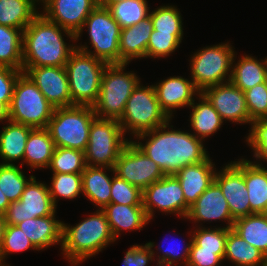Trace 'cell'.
Here are the masks:
<instances>
[{"mask_svg":"<svg viewBox=\"0 0 267 266\" xmlns=\"http://www.w3.org/2000/svg\"><path fill=\"white\" fill-rule=\"evenodd\" d=\"M23 31L0 25V66L22 71Z\"/></svg>","mask_w":267,"mask_h":266,"instance_id":"836d02e7","label":"cell"},{"mask_svg":"<svg viewBox=\"0 0 267 266\" xmlns=\"http://www.w3.org/2000/svg\"><path fill=\"white\" fill-rule=\"evenodd\" d=\"M263 215L266 217V219H267V210H265L264 212H263Z\"/></svg>","mask_w":267,"mask_h":266,"instance_id":"11a10c76","label":"cell"},{"mask_svg":"<svg viewBox=\"0 0 267 266\" xmlns=\"http://www.w3.org/2000/svg\"><path fill=\"white\" fill-rule=\"evenodd\" d=\"M31 248L37 250L23 231L16 225L7 224L0 249V262L5 263L8 254Z\"/></svg>","mask_w":267,"mask_h":266,"instance_id":"7bdbcfd3","label":"cell"},{"mask_svg":"<svg viewBox=\"0 0 267 266\" xmlns=\"http://www.w3.org/2000/svg\"><path fill=\"white\" fill-rule=\"evenodd\" d=\"M8 122L9 121V107L3 103L0 102V121L1 122Z\"/></svg>","mask_w":267,"mask_h":266,"instance_id":"f907efd6","label":"cell"},{"mask_svg":"<svg viewBox=\"0 0 267 266\" xmlns=\"http://www.w3.org/2000/svg\"><path fill=\"white\" fill-rule=\"evenodd\" d=\"M48 185L34 176L26 185L19 201L10 202L3 214L6 224L17 225L24 220L52 215L56 211Z\"/></svg>","mask_w":267,"mask_h":266,"instance_id":"5bb4252c","label":"cell"},{"mask_svg":"<svg viewBox=\"0 0 267 266\" xmlns=\"http://www.w3.org/2000/svg\"><path fill=\"white\" fill-rule=\"evenodd\" d=\"M171 120L161 109L155 88L152 85H141L134 89L126 102L122 117L118 120L124 134H132L134 138L142 133L161 127Z\"/></svg>","mask_w":267,"mask_h":266,"instance_id":"ba28073f","label":"cell"},{"mask_svg":"<svg viewBox=\"0 0 267 266\" xmlns=\"http://www.w3.org/2000/svg\"><path fill=\"white\" fill-rule=\"evenodd\" d=\"M55 214L56 211L52 215L27 219L16 225L37 251L59 243L62 246L63 222L56 220Z\"/></svg>","mask_w":267,"mask_h":266,"instance_id":"7402d4cb","label":"cell"},{"mask_svg":"<svg viewBox=\"0 0 267 266\" xmlns=\"http://www.w3.org/2000/svg\"><path fill=\"white\" fill-rule=\"evenodd\" d=\"M0 266H10V265H6V263L0 262Z\"/></svg>","mask_w":267,"mask_h":266,"instance_id":"9f6ffc18","label":"cell"},{"mask_svg":"<svg viewBox=\"0 0 267 266\" xmlns=\"http://www.w3.org/2000/svg\"><path fill=\"white\" fill-rule=\"evenodd\" d=\"M55 148L47 128H33L26 142L22 166L25 163L31 169H48Z\"/></svg>","mask_w":267,"mask_h":266,"instance_id":"83f0119b","label":"cell"},{"mask_svg":"<svg viewBox=\"0 0 267 266\" xmlns=\"http://www.w3.org/2000/svg\"><path fill=\"white\" fill-rule=\"evenodd\" d=\"M212 103L223 121L250 124L245 93L230 81L206 88L202 92Z\"/></svg>","mask_w":267,"mask_h":266,"instance_id":"e0dca14e","label":"cell"},{"mask_svg":"<svg viewBox=\"0 0 267 266\" xmlns=\"http://www.w3.org/2000/svg\"><path fill=\"white\" fill-rule=\"evenodd\" d=\"M84 28L89 34V43L94 51L90 50L86 45H76V48L86 52L101 61L110 64H120L119 39L121 27L112 17L107 8L97 6L86 18L81 30L75 35L78 41Z\"/></svg>","mask_w":267,"mask_h":266,"instance_id":"5b68a950","label":"cell"},{"mask_svg":"<svg viewBox=\"0 0 267 266\" xmlns=\"http://www.w3.org/2000/svg\"><path fill=\"white\" fill-rule=\"evenodd\" d=\"M190 237L189 243H183V247H181V244H178L175 246V244H172L171 246L165 247L163 248L162 246H158V248H156L159 253L162 251V255H158L157 258L155 259V262L158 266H180V264L186 266L187 262H188V258H189V253L191 250V245L193 242V236L192 234H188ZM176 241V240H174ZM162 245V244H161ZM179 247V248H178ZM180 251V252H179Z\"/></svg>","mask_w":267,"mask_h":266,"instance_id":"bcb514c9","label":"cell"},{"mask_svg":"<svg viewBox=\"0 0 267 266\" xmlns=\"http://www.w3.org/2000/svg\"><path fill=\"white\" fill-rule=\"evenodd\" d=\"M130 140L125 138L118 120L95 117L84 151L86 166L114 168L121 151Z\"/></svg>","mask_w":267,"mask_h":266,"instance_id":"8fae6325","label":"cell"},{"mask_svg":"<svg viewBox=\"0 0 267 266\" xmlns=\"http://www.w3.org/2000/svg\"><path fill=\"white\" fill-rule=\"evenodd\" d=\"M161 109L172 120L177 108L190 107L201 92L193 81L181 76H171L153 85Z\"/></svg>","mask_w":267,"mask_h":266,"instance_id":"ffe728a7","label":"cell"},{"mask_svg":"<svg viewBox=\"0 0 267 266\" xmlns=\"http://www.w3.org/2000/svg\"><path fill=\"white\" fill-rule=\"evenodd\" d=\"M22 71L54 108L74 106L65 67H22Z\"/></svg>","mask_w":267,"mask_h":266,"instance_id":"2e32d148","label":"cell"},{"mask_svg":"<svg viewBox=\"0 0 267 266\" xmlns=\"http://www.w3.org/2000/svg\"><path fill=\"white\" fill-rule=\"evenodd\" d=\"M43 15L51 22L76 35L89 14L98 6L97 0H42Z\"/></svg>","mask_w":267,"mask_h":266,"instance_id":"ac0fdd59","label":"cell"},{"mask_svg":"<svg viewBox=\"0 0 267 266\" xmlns=\"http://www.w3.org/2000/svg\"><path fill=\"white\" fill-rule=\"evenodd\" d=\"M188 220L195 224L206 221H227L226 228L232 229L234 219L230 213L228 202L226 201L220 187L213 182L190 206Z\"/></svg>","mask_w":267,"mask_h":266,"instance_id":"d6986e66","label":"cell"},{"mask_svg":"<svg viewBox=\"0 0 267 266\" xmlns=\"http://www.w3.org/2000/svg\"><path fill=\"white\" fill-rule=\"evenodd\" d=\"M96 117L92 106L54 108L47 130L56 147L85 151L89 130Z\"/></svg>","mask_w":267,"mask_h":266,"instance_id":"52a82bcc","label":"cell"},{"mask_svg":"<svg viewBox=\"0 0 267 266\" xmlns=\"http://www.w3.org/2000/svg\"><path fill=\"white\" fill-rule=\"evenodd\" d=\"M222 261L216 251L200 250V246L193 241L186 266H220Z\"/></svg>","mask_w":267,"mask_h":266,"instance_id":"681fc988","label":"cell"},{"mask_svg":"<svg viewBox=\"0 0 267 266\" xmlns=\"http://www.w3.org/2000/svg\"><path fill=\"white\" fill-rule=\"evenodd\" d=\"M107 65L77 48L72 52L65 69L74 105L93 106L96 103L103 71Z\"/></svg>","mask_w":267,"mask_h":266,"instance_id":"8992f818","label":"cell"},{"mask_svg":"<svg viewBox=\"0 0 267 266\" xmlns=\"http://www.w3.org/2000/svg\"><path fill=\"white\" fill-rule=\"evenodd\" d=\"M212 161L208 156L204 161L187 165L175 174L189 206L214 182L216 167Z\"/></svg>","mask_w":267,"mask_h":266,"instance_id":"44dd1931","label":"cell"},{"mask_svg":"<svg viewBox=\"0 0 267 266\" xmlns=\"http://www.w3.org/2000/svg\"><path fill=\"white\" fill-rule=\"evenodd\" d=\"M232 230L267 257V219L263 213H254L236 219Z\"/></svg>","mask_w":267,"mask_h":266,"instance_id":"d6a6232c","label":"cell"},{"mask_svg":"<svg viewBox=\"0 0 267 266\" xmlns=\"http://www.w3.org/2000/svg\"><path fill=\"white\" fill-rule=\"evenodd\" d=\"M48 168L53 173H82L86 168L84 152L56 147Z\"/></svg>","mask_w":267,"mask_h":266,"instance_id":"f35d334b","label":"cell"},{"mask_svg":"<svg viewBox=\"0 0 267 266\" xmlns=\"http://www.w3.org/2000/svg\"><path fill=\"white\" fill-rule=\"evenodd\" d=\"M153 29L158 33L183 35V23L180 11L174 5H163L150 10Z\"/></svg>","mask_w":267,"mask_h":266,"instance_id":"ab89813d","label":"cell"},{"mask_svg":"<svg viewBox=\"0 0 267 266\" xmlns=\"http://www.w3.org/2000/svg\"><path fill=\"white\" fill-rule=\"evenodd\" d=\"M201 225L202 223L197 225L194 232L189 231L192 233L193 241L200 246V250L216 251V254L224 259L228 229L223 226H215L212 229Z\"/></svg>","mask_w":267,"mask_h":266,"instance_id":"74e56055","label":"cell"},{"mask_svg":"<svg viewBox=\"0 0 267 266\" xmlns=\"http://www.w3.org/2000/svg\"><path fill=\"white\" fill-rule=\"evenodd\" d=\"M37 0H0V25L24 30L39 14Z\"/></svg>","mask_w":267,"mask_h":266,"instance_id":"1f68e13d","label":"cell"},{"mask_svg":"<svg viewBox=\"0 0 267 266\" xmlns=\"http://www.w3.org/2000/svg\"><path fill=\"white\" fill-rule=\"evenodd\" d=\"M142 192L143 191H141L138 187L119 178L115 175V172H113L110 203L129 206H143Z\"/></svg>","mask_w":267,"mask_h":266,"instance_id":"60d3db41","label":"cell"},{"mask_svg":"<svg viewBox=\"0 0 267 266\" xmlns=\"http://www.w3.org/2000/svg\"><path fill=\"white\" fill-rule=\"evenodd\" d=\"M114 172L141 191L165 176L161 168L132 140L121 151Z\"/></svg>","mask_w":267,"mask_h":266,"instance_id":"4fadbf2b","label":"cell"},{"mask_svg":"<svg viewBox=\"0 0 267 266\" xmlns=\"http://www.w3.org/2000/svg\"><path fill=\"white\" fill-rule=\"evenodd\" d=\"M235 266H263L267 257L253 245H249L235 231L228 229L224 259Z\"/></svg>","mask_w":267,"mask_h":266,"instance_id":"4dcf8cb0","label":"cell"},{"mask_svg":"<svg viewBox=\"0 0 267 266\" xmlns=\"http://www.w3.org/2000/svg\"><path fill=\"white\" fill-rule=\"evenodd\" d=\"M115 241L102 209L96 210L75 226L63 222L61 250L71 266L93 257Z\"/></svg>","mask_w":267,"mask_h":266,"instance_id":"3957f363","label":"cell"},{"mask_svg":"<svg viewBox=\"0 0 267 266\" xmlns=\"http://www.w3.org/2000/svg\"><path fill=\"white\" fill-rule=\"evenodd\" d=\"M250 124V133L245 140L256 158L253 163L260 165L262 160L267 162V118L254 120Z\"/></svg>","mask_w":267,"mask_h":266,"instance_id":"ee69618b","label":"cell"},{"mask_svg":"<svg viewBox=\"0 0 267 266\" xmlns=\"http://www.w3.org/2000/svg\"><path fill=\"white\" fill-rule=\"evenodd\" d=\"M108 171L114 172V168L86 166L82 172V194L99 209L110 204L113 176H109Z\"/></svg>","mask_w":267,"mask_h":266,"instance_id":"d4e9b609","label":"cell"},{"mask_svg":"<svg viewBox=\"0 0 267 266\" xmlns=\"http://www.w3.org/2000/svg\"><path fill=\"white\" fill-rule=\"evenodd\" d=\"M199 97V98H198ZM197 99L199 103H196L195 100L190 105L192 112L190 114V126L191 130L193 129L192 134L197 138L205 141V138L216 133L224 121L222 120L219 113L215 110L212 103L208 98L201 92Z\"/></svg>","mask_w":267,"mask_h":266,"instance_id":"f1b7e54d","label":"cell"},{"mask_svg":"<svg viewBox=\"0 0 267 266\" xmlns=\"http://www.w3.org/2000/svg\"><path fill=\"white\" fill-rule=\"evenodd\" d=\"M54 107L33 81L22 73L14 86L9 120L32 128H47Z\"/></svg>","mask_w":267,"mask_h":266,"instance_id":"9c48e42d","label":"cell"},{"mask_svg":"<svg viewBox=\"0 0 267 266\" xmlns=\"http://www.w3.org/2000/svg\"><path fill=\"white\" fill-rule=\"evenodd\" d=\"M102 210L106 215L115 240L120 238L121 231H140L150 222L143 206L110 203Z\"/></svg>","mask_w":267,"mask_h":266,"instance_id":"cb8c5ba5","label":"cell"},{"mask_svg":"<svg viewBox=\"0 0 267 266\" xmlns=\"http://www.w3.org/2000/svg\"><path fill=\"white\" fill-rule=\"evenodd\" d=\"M107 9L121 29L136 25L150 15L147 0H124Z\"/></svg>","mask_w":267,"mask_h":266,"instance_id":"e575fe53","label":"cell"},{"mask_svg":"<svg viewBox=\"0 0 267 266\" xmlns=\"http://www.w3.org/2000/svg\"><path fill=\"white\" fill-rule=\"evenodd\" d=\"M51 185L48 186L51 199L57 208L58 197L74 199L82 191V173H53Z\"/></svg>","mask_w":267,"mask_h":266,"instance_id":"8d00e7d4","label":"cell"},{"mask_svg":"<svg viewBox=\"0 0 267 266\" xmlns=\"http://www.w3.org/2000/svg\"><path fill=\"white\" fill-rule=\"evenodd\" d=\"M248 113L254 121L267 118V82L244 91Z\"/></svg>","mask_w":267,"mask_h":266,"instance_id":"f6af8a7d","label":"cell"},{"mask_svg":"<svg viewBox=\"0 0 267 266\" xmlns=\"http://www.w3.org/2000/svg\"><path fill=\"white\" fill-rule=\"evenodd\" d=\"M214 182L220 187L234 220L250 215L248 190L243 175V158L216 171Z\"/></svg>","mask_w":267,"mask_h":266,"instance_id":"9a60e30c","label":"cell"},{"mask_svg":"<svg viewBox=\"0 0 267 266\" xmlns=\"http://www.w3.org/2000/svg\"><path fill=\"white\" fill-rule=\"evenodd\" d=\"M243 175L248 190L250 215L267 210V169L243 158Z\"/></svg>","mask_w":267,"mask_h":266,"instance_id":"f546056e","label":"cell"},{"mask_svg":"<svg viewBox=\"0 0 267 266\" xmlns=\"http://www.w3.org/2000/svg\"><path fill=\"white\" fill-rule=\"evenodd\" d=\"M98 5L103 8H108L109 6H112L113 4L121 3L124 0H97Z\"/></svg>","mask_w":267,"mask_h":266,"instance_id":"db71d44e","label":"cell"},{"mask_svg":"<svg viewBox=\"0 0 267 266\" xmlns=\"http://www.w3.org/2000/svg\"><path fill=\"white\" fill-rule=\"evenodd\" d=\"M154 242L145 245L134 244L126 251L122 266H148V263L155 261Z\"/></svg>","mask_w":267,"mask_h":266,"instance_id":"7dc6e473","label":"cell"},{"mask_svg":"<svg viewBox=\"0 0 267 266\" xmlns=\"http://www.w3.org/2000/svg\"><path fill=\"white\" fill-rule=\"evenodd\" d=\"M64 35L77 42L72 32L49 21L40 12L23 31L22 67H65L76 43L67 44Z\"/></svg>","mask_w":267,"mask_h":266,"instance_id":"7a4b0ae2","label":"cell"},{"mask_svg":"<svg viewBox=\"0 0 267 266\" xmlns=\"http://www.w3.org/2000/svg\"><path fill=\"white\" fill-rule=\"evenodd\" d=\"M153 31L150 16L138 24L121 29L119 39L120 64L134 59L147 58V45Z\"/></svg>","mask_w":267,"mask_h":266,"instance_id":"603a6c76","label":"cell"},{"mask_svg":"<svg viewBox=\"0 0 267 266\" xmlns=\"http://www.w3.org/2000/svg\"><path fill=\"white\" fill-rule=\"evenodd\" d=\"M6 221L4 218L3 214H0V249H1V245H2V240H3V236H4V232L6 229Z\"/></svg>","mask_w":267,"mask_h":266,"instance_id":"f5cc1de1","label":"cell"},{"mask_svg":"<svg viewBox=\"0 0 267 266\" xmlns=\"http://www.w3.org/2000/svg\"><path fill=\"white\" fill-rule=\"evenodd\" d=\"M128 64H110L103 71L99 96L92 106L96 117L119 120L126 102L141 82L136 73L124 71Z\"/></svg>","mask_w":267,"mask_h":266,"instance_id":"277c9868","label":"cell"},{"mask_svg":"<svg viewBox=\"0 0 267 266\" xmlns=\"http://www.w3.org/2000/svg\"><path fill=\"white\" fill-rule=\"evenodd\" d=\"M183 35H172L152 31L148 45L147 58H164L175 52L182 43Z\"/></svg>","mask_w":267,"mask_h":266,"instance_id":"b9f144b4","label":"cell"},{"mask_svg":"<svg viewBox=\"0 0 267 266\" xmlns=\"http://www.w3.org/2000/svg\"><path fill=\"white\" fill-rule=\"evenodd\" d=\"M233 48L229 42L219 43L204 47L190 57L191 80L200 92L230 81L236 54Z\"/></svg>","mask_w":267,"mask_h":266,"instance_id":"30bf717a","label":"cell"},{"mask_svg":"<svg viewBox=\"0 0 267 266\" xmlns=\"http://www.w3.org/2000/svg\"><path fill=\"white\" fill-rule=\"evenodd\" d=\"M23 71L0 66V102L11 104L15 83Z\"/></svg>","mask_w":267,"mask_h":266,"instance_id":"c3c4849f","label":"cell"},{"mask_svg":"<svg viewBox=\"0 0 267 266\" xmlns=\"http://www.w3.org/2000/svg\"><path fill=\"white\" fill-rule=\"evenodd\" d=\"M2 129L0 131V158L3 160L2 164L14 165L21 160L22 166L26 142L33 128L9 120Z\"/></svg>","mask_w":267,"mask_h":266,"instance_id":"4316f807","label":"cell"},{"mask_svg":"<svg viewBox=\"0 0 267 266\" xmlns=\"http://www.w3.org/2000/svg\"><path fill=\"white\" fill-rule=\"evenodd\" d=\"M142 203L149 220L155 216L156 209L167 214L175 213L183 219H186L190 209L175 175H165L146 187L142 192Z\"/></svg>","mask_w":267,"mask_h":266,"instance_id":"7c38bea8","label":"cell"},{"mask_svg":"<svg viewBox=\"0 0 267 266\" xmlns=\"http://www.w3.org/2000/svg\"><path fill=\"white\" fill-rule=\"evenodd\" d=\"M10 205V201L0 189V214H4Z\"/></svg>","mask_w":267,"mask_h":266,"instance_id":"816d5d0a","label":"cell"},{"mask_svg":"<svg viewBox=\"0 0 267 266\" xmlns=\"http://www.w3.org/2000/svg\"><path fill=\"white\" fill-rule=\"evenodd\" d=\"M170 121L135 137L145 140V144L132 140L165 175H175L183 167L200 163L209 156L203 140L194 136L191 131L188 133L173 129Z\"/></svg>","mask_w":267,"mask_h":266,"instance_id":"6da1fadb","label":"cell"},{"mask_svg":"<svg viewBox=\"0 0 267 266\" xmlns=\"http://www.w3.org/2000/svg\"><path fill=\"white\" fill-rule=\"evenodd\" d=\"M236 55L232 62L230 82L243 92L252 87L267 82V57L257 60L256 57L243 55L237 63Z\"/></svg>","mask_w":267,"mask_h":266,"instance_id":"484cf974","label":"cell"},{"mask_svg":"<svg viewBox=\"0 0 267 266\" xmlns=\"http://www.w3.org/2000/svg\"><path fill=\"white\" fill-rule=\"evenodd\" d=\"M20 167L0 163V189L10 202L20 200L26 185L34 177L30 175L27 179Z\"/></svg>","mask_w":267,"mask_h":266,"instance_id":"d590c367","label":"cell"}]
</instances>
